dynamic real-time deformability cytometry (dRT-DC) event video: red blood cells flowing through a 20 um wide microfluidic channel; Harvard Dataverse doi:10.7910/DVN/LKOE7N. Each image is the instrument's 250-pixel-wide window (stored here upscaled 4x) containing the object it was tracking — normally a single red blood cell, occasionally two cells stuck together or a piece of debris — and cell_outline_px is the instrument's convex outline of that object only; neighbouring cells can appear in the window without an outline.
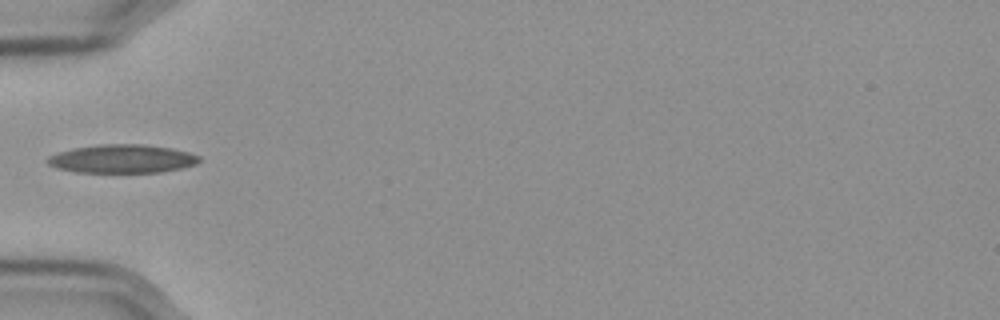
{"species": "Egyptian fruit bat (a non-hibernating species)", "species_latin": "Rousettus aegyptiacus", "temperature_condition": "cold", "stored_images_in_passage": 38, "camera_frame_rate_fps": 3000, "um_per_image_px": 0.085, "frame": {"image": 1, "passage_image": 1, "time_ms": 0.0, "image_size_px": [1000, 320], "cell_outline_px": [[200, 160], [196, 164], [180, 168], [160, 172], [76, 172], [56, 168], [48, 164], [48, 156], [60, 152], [76, 148], [100, 144], [140, 144], [172, 148], [188, 152], [200, 156]], "centroid_in_image_um": [10.4, 13.5], "position_along_channel_um": 74.6, "area_um2": 24.91}}
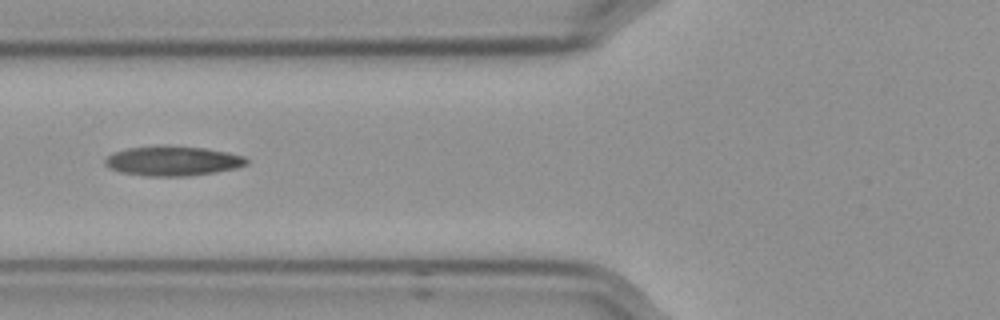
{"frame": {"image": 2, "passage_image": 4, "time_ms": 1.0, "image_size_px": [1000, 320], "cell_outline_px": [[248, 164], [236, 168], [216, 172], [188, 176], [144, 176], [120, 172], [104, 164], [104, 160], [108, 156], [116, 152], [128, 148], [204, 148], [228, 152], [244, 156], [248, 160]], "centroid_in_image_um": [14.73, 13.72], "position_along_channel_um": 111.1, "area_um2": 23.58}}
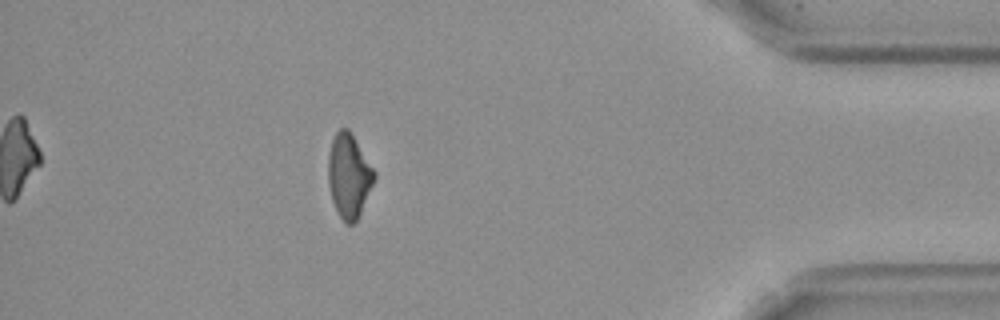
{"frame": {"image": 3, "passage_image": 32, "time_ms": 10.333, "image_size_px": [1000, 320], "cell_outline_px": [[376, 176], [360, 212], [356, 220], [352, 224], [348, 224], [340, 216], [332, 200], [328, 184], [328, 156], [332, 140], [336, 132], [340, 128], [348, 128], [376, 172]], "centroid_in_image_um": [29.64, 14.9], "position_along_channel_um": 405.6, "area_um2": 22.14}, "authors_computed_cell_mechanics": {"area_um2": 22.831, "velocity_mm_per_s": 3.5841, "shape_relaxation_time_tau1_ms": null, "shape_relaxation_time_tau2_ms": 6.9183, "deformation_change_tau1": null, "deformation_change_tau2": 0.144}}